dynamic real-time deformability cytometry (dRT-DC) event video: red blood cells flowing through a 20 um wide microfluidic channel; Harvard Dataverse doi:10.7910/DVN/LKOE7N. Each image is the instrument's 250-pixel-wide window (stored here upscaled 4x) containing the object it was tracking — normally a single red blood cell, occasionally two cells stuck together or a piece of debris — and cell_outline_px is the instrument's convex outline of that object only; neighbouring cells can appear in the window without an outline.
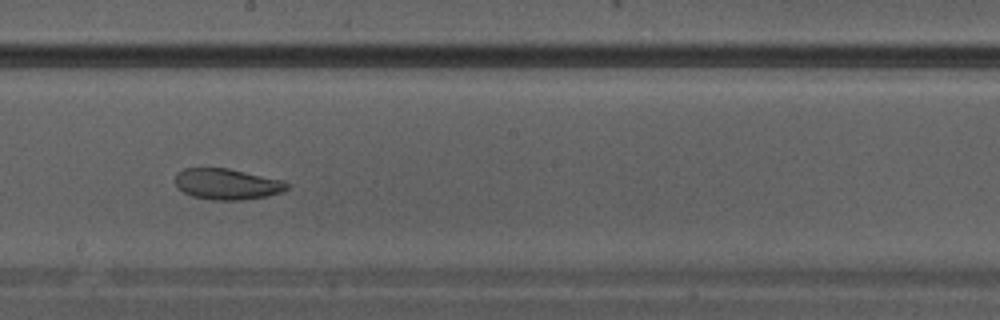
{"species": "Egyptian fruit bat (a non-hibernating species)", "species_latin": "Rousettus aegyptiacus", "temperature_condition": "warm", "stored_images_in_passage": 22, "camera_frame_rate_fps": 3000, "um_per_image_px": 0.085, "animal": {"sex": "male"}, "frame": {"image": 1, "passage_image": 10, "time_ms": 3.0, "image_size_px": [1000, 320], "cell_outline_px": [[288, 188], [284, 192], [268, 196], [240, 200], [212, 200], [192, 196], [184, 192], [176, 184], [176, 172], [184, 168], [228, 168], [284, 180], [288, 184]], "centroid_in_image_um": [19.33, 15.64], "position_along_channel_um": 228.9, "area_um2": 20.23}}